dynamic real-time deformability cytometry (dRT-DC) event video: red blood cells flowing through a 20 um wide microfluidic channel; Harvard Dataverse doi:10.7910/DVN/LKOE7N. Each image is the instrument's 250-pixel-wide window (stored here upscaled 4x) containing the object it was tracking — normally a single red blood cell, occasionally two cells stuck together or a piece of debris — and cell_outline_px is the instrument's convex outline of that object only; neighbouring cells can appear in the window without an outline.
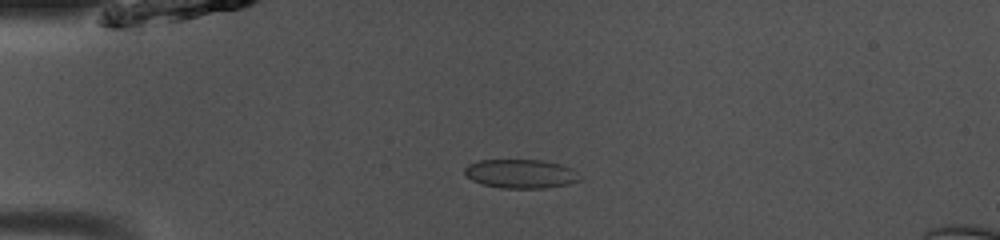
{"species": "common noctule bat (a hibernating species)", "species_latin": "Nyctalus noctula", "temperature_condition": "room temperature", "stored_images_in_passage": 48, "camera_frame_rate_fps": 3000, "um_per_image_px": 0.085, "animal": {"sex": "male", "body_mass_g": 13.0, "forearm_length_mm": 53.1}, "frame": {"image": 1, "passage_image": 11, "time_ms": 3.333, "image_size_px": [1000, 240], "cell_outline_px": [[580, 180], [568, 184], [544, 188], [500, 188], [484, 184], [472, 180], [464, 172], [464, 168], [468, 164], [480, 160], [544, 160], [560, 164], [572, 168]], "centroid_in_image_um": [44.24, 14.76], "position_along_channel_um": 40.8, "area_um2": 19.25}}
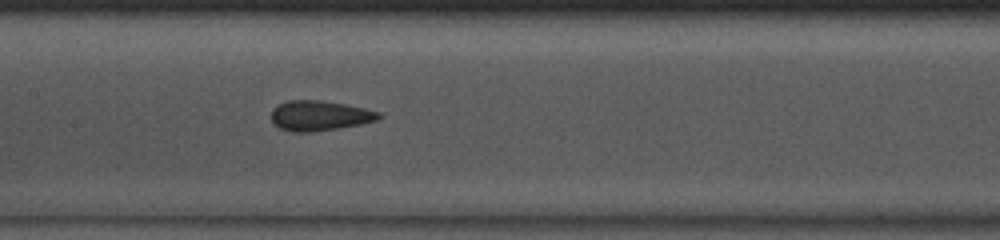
{"frame": {"image": 2, "passage_image": 23, "time_ms": 7.333, "image_size_px": [1000, 240], "cell_outline_px": [[384, 116], [376, 120], [360, 124], [336, 128], [308, 132], [292, 132], [280, 128], [272, 120], [272, 108], [288, 100], [320, 100], [344, 104], [364, 108], [380, 112]], "centroid_in_image_um": [27.17, 9.82], "position_along_channel_um": 180.2, "area_um2": 18.61}}
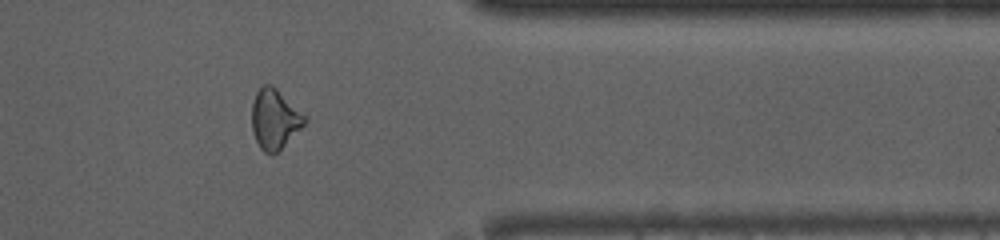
{"frame": {"image": 3, "passage_image": 39, "time_ms": 12.667, "image_size_px": [1000, 240], "cell_outline_px": [[308, 120], [272, 156], [264, 152], [260, 148], [252, 132], [252, 104], [256, 92], [264, 84], [272, 84]], "centroid_in_image_um": [23.29, 10.13], "position_along_channel_um": 388.1, "area_um2": 17.92}, "authors_computed_cell_mechanics": {"area_um2": 18.9584, "velocity_mm_per_s": 4.0955, "shape_relaxation_time_tau1_ms": 6.4827, "shape_relaxation_time_tau2_ms": 2.3051, "deformation_change_tau1": 0.1141, "deformation_change_tau2": 0.0787}}